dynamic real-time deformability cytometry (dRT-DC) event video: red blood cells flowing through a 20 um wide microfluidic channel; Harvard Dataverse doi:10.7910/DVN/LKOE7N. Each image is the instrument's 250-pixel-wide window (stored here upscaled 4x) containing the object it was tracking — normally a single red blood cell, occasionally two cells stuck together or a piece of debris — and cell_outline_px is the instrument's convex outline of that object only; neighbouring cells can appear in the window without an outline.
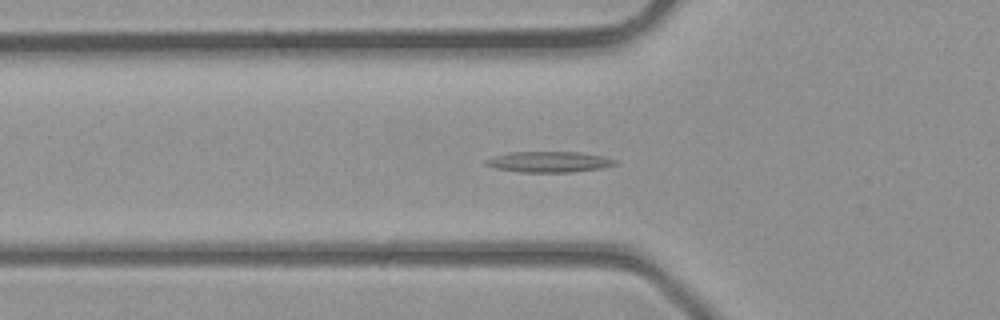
{"species": "common noctule bat (a hibernating species)", "species_latin": "Nyctalus noctula", "temperature_condition": "room temperature", "stored_images_in_passage": 37, "camera_frame_rate_fps": 3000, "um_per_image_px": 0.085, "animal": {"sex": "male", "body_mass_g": 23.1, "forearm_length_mm": 52.7}, "frame": {"image": 1, "passage_image": 11, "time_ms": 3.333, "image_size_px": [1000, 320], "cell_outline_px": [[620, 164], [600, 168], [572, 172], [520, 172], [496, 168], [484, 164], [484, 160], [492, 156], [512, 152], [576, 152], [600, 156], [620, 160]], "centroid_in_image_um": [46.68, 13.76], "position_along_channel_um": 79.1, "area_um2": 15.66}}
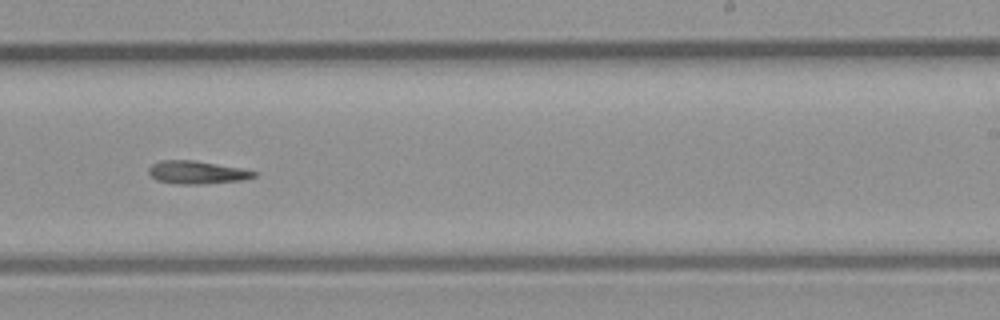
{"frame": {"image": 2, "passage_image": 22, "time_ms": 7.0, "image_size_px": [1000, 320], "cell_outline_px": [[256, 176], [240, 180], [200, 184], [180, 184], [156, 180], [148, 172], [148, 168], [152, 164], [160, 160], [192, 160], [240, 168], [256, 172]], "centroid_in_image_um": [16.68, 14.65], "position_along_channel_um": 272.3, "area_um2": 13.81}}
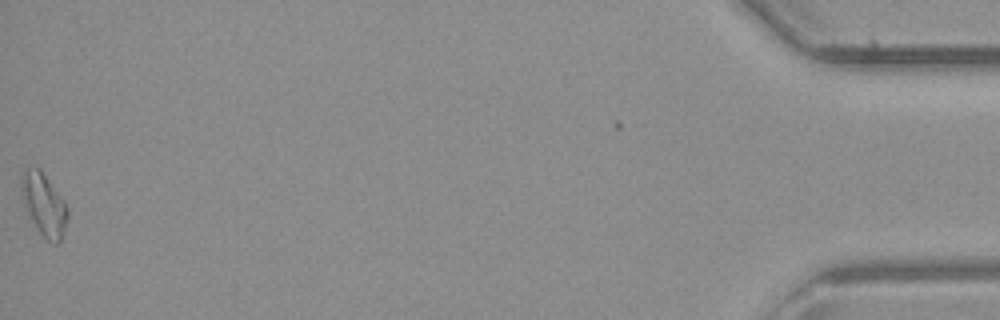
{"frame": {"image": 3, "passage_image": 37, "time_ms": 12.0, "image_size_px": [1000, 320], "cell_outline_px": [[68, 216], [60, 244], [56, 244], [48, 240], [40, 232], [28, 212], [20, 188], [20, 176], [24, 168], [40, 168], [60, 196], [68, 208]], "centroid_in_image_um": [3.73, 17.36], "position_along_channel_um": 431.5, "area_um2": 16.42}}